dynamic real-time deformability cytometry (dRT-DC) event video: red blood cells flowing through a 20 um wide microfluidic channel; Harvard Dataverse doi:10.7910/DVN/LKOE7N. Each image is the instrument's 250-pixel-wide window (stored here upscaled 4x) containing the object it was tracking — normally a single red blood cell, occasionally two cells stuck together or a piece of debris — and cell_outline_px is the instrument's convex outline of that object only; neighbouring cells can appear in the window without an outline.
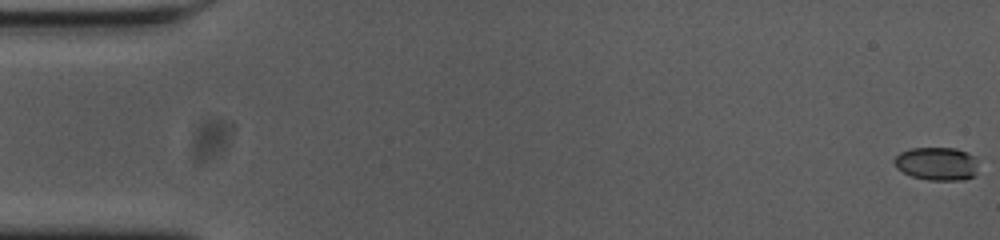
{"species": "common noctule bat (a hibernating species)", "species_latin": "Nyctalus noctula", "temperature_condition": "cold", "stored_images_in_passage": 56, "camera_frame_rate_fps": 3000, "um_per_image_px": 0.085, "animal": {"sex": "female", "body_mass_g": 23.0, "forearm_length_mm": 53.4}, "frame": {"image": 1, "passage_image": 1, "time_ms": 0.0, "image_size_px": [1000, 240], "cell_outline_px": [[976, 176], [964, 180], [928, 180], [912, 176], [896, 168], [892, 160], [900, 152], [912, 148], [956, 148], [968, 152], [976, 156]], "centroid_in_image_um": [79.64, 13.91], "position_along_channel_um": 5.4, "area_um2": 16.47}}
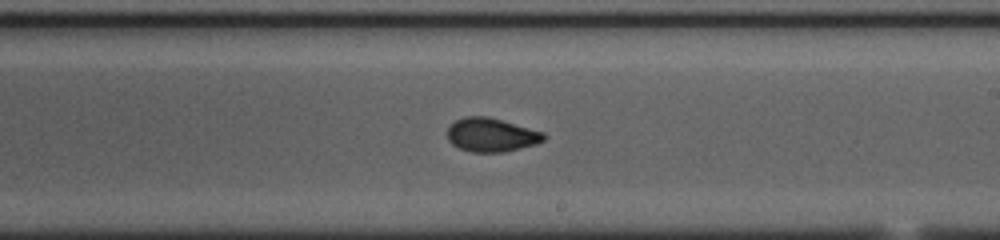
{"frame": {"image": 2, "passage_image": 33, "time_ms": 10.667, "image_size_px": [1000, 240], "cell_outline_px": [[548, 136], [544, 140], [536, 144], [504, 152], [472, 152], [460, 148], [452, 144], [448, 140], [448, 128], [456, 120], [464, 116], [488, 116], [544, 132]], "centroid_in_image_um": [41.78, 11.46], "position_along_channel_um": 247.2, "area_um2": 18.96}}
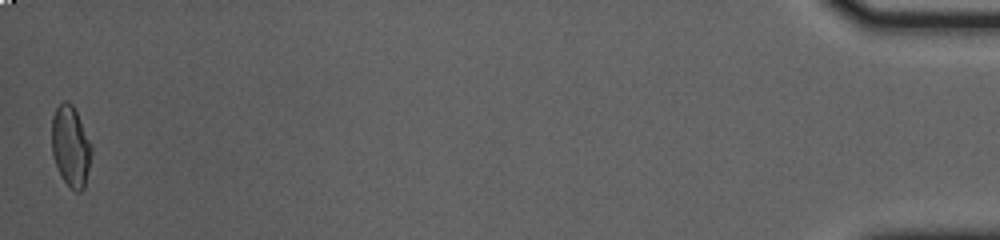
{"frame": {"image": 3, "passage_image": 56, "time_ms": 18.333, "image_size_px": [1000, 240], "cell_outline_px": [[92, 152], [84, 188], [80, 192], [76, 192], [60, 176], [52, 152], [52, 116], [56, 108], [64, 100], [68, 100], [72, 104], [76, 112], [92, 148]], "centroid_in_image_um": [5.99, 12.43], "position_along_channel_um": 429.2, "area_um2": 18.38}, "authors_computed_cell_mechanics": {"area_um2": 18.496, "velocity_mm_per_s": 3.6696, "shape_relaxation_time_tau1_ms": 5.1345, "shape_relaxation_time_tau2_ms": 1.7824, "deformation_change_tau1": 0.1529, "deformation_change_tau2": 0.0554}}